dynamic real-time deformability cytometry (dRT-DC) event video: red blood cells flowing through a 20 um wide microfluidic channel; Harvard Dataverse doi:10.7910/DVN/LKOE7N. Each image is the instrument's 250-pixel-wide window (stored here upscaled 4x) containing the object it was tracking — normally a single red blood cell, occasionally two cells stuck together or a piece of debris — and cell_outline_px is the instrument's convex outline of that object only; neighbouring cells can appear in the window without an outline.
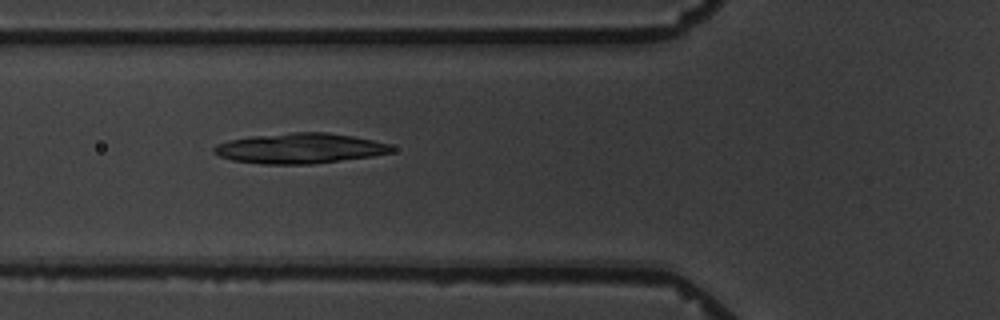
{"species": "common noctule bat (a hibernating species)", "species_latin": "Nyctalus noctula", "temperature_condition": "warm", "stored_images_in_passage": 9, "camera_frame_rate_fps": 3000, "um_per_image_px": 0.085, "animal": {"sex": "male", "body_mass_g": 19.5, "forearm_length_mm": 54.6}, "frame": {"image": 1, "passage_image": 7, "time_ms": 8.0, "image_size_px": [1000, 320], "cell_outline_px": [[396, 148], [392, 152], [372, 156], [312, 164], [260, 164], [232, 160], [220, 156], [212, 152], [212, 148], [216, 144], [228, 140], [252, 136], [292, 132], [324, 132], [352, 136], [372, 140], [388, 144]], "centroid_in_image_um": [25.45, 12.61], "position_along_channel_um": 100.4, "area_um2": 31.33}}
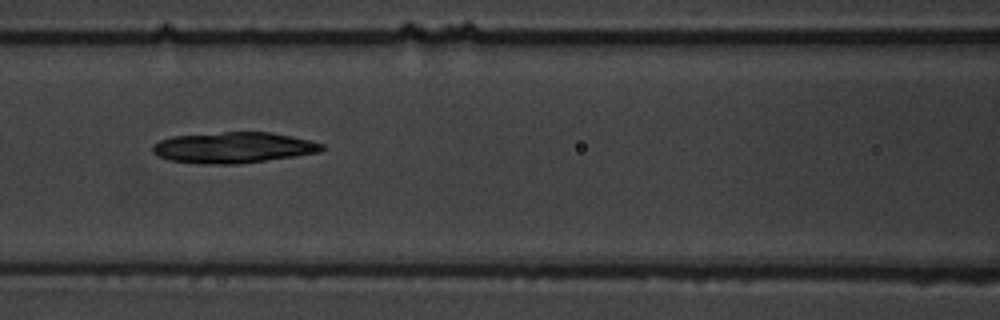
{"frame": {"image": 2, "passage_image": 8, "time_ms": 9.333, "image_size_px": [1000, 320], "cell_outline_px": [[324, 148], [320, 152], [240, 164], [208, 164], [168, 160], [156, 156], [152, 152], [152, 144], [160, 140], [172, 136], [224, 132], [272, 132], [292, 136], [324, 144]], "centroid_in_image_um": [19.8, 12.54], "position_along_channel_um": 146.8, "area_um2": 30.52}}
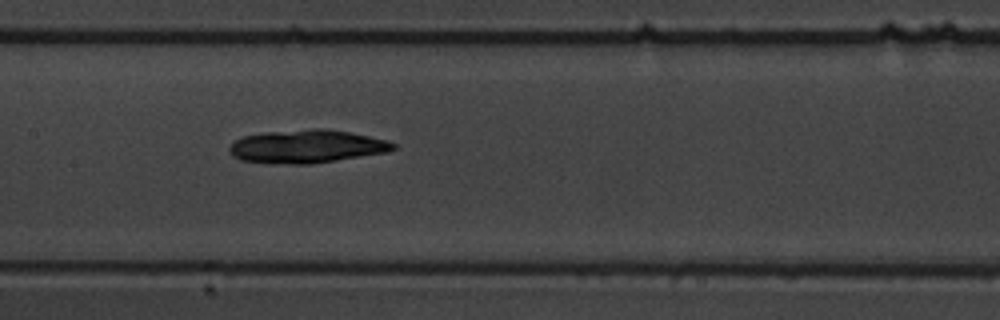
{"frame": {"image": 3, "passage_image": 9, "time_ms": 10.333, "image_size_px": [1000, 320], "cell_outline_px": [[396, 148], [384, 152], [312, 164], [292, 164], [240, 160], [232, 156], [228, 148], [236, 140], [244, 136], [264, 132], [312, 128], [324, 128], [348, 132], [388, 140], [396, 144]], "centroid_in_image_um": [26.06, 12.43], "position_along_channel_um": 181.3, "area_um2": 31.39}}